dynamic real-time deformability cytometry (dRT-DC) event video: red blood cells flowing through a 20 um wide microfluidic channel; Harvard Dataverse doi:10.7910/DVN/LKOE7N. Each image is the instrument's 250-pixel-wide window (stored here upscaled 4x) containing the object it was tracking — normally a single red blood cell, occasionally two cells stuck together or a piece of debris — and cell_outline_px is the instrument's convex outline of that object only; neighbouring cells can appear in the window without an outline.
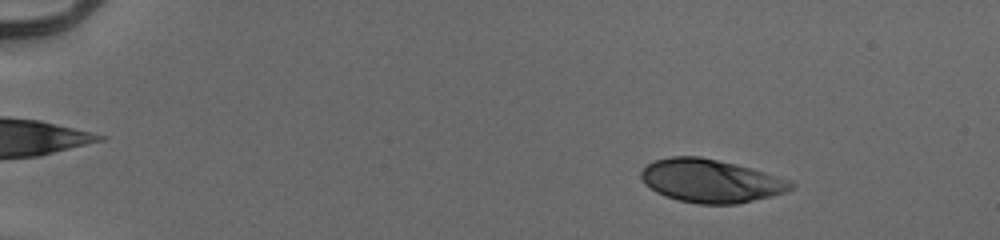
{"species": "human", "species_latin": "Homo sapiens", "temperature_condition": "cold", "stored_images_in_passage": 54, "camera_frame_rate_fps": 3000, "um_per_image_px": 0.085, "donor": {"sex": "male"}, "frame": {"image": 1, "passage_image": 8, "time_ms": 2.333, "image_size_px": [1000, 240], "cell_outline_px": [[796, 184], [792, 188], [784, 192], [772, 196], [736, 204], [700, 204], [680, 200], [664, 196], [656, 192], [644, 184], [640, 176], [640, 172], [648, 164], [656, 160], [672, 156], [700, 156], [736, 164], [792, 180]], "centroid_in_image_um": [60.41, 15.37], "position_along_channel_um": 24.6, "area_um2": 37.69}}
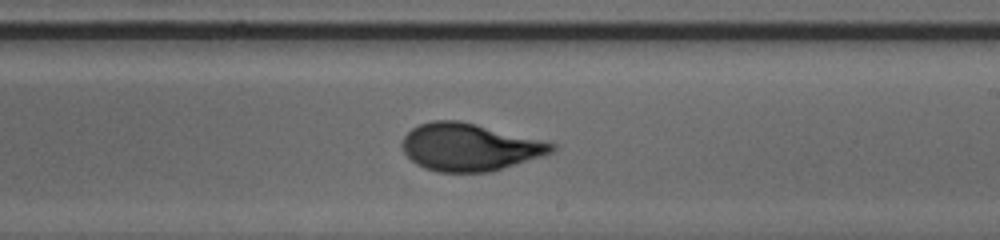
{"frame": {"image": 2, "passage_image": 34, "time_ms": 11.0, "image_size_px": [1000, 240], "cell_outline_px": [[556, 148], [552, 152], [492, 172], [440, 172], [424, 168], [416, 164], [404, 152], [400, 144], [404, 136], [412, 128], [420, 124], [432, 120], [460, 120], [556, 144]], "centroid_in_image_um": [39.86, 12.5], "position_along_channel_um": 249.1, "area_um2": 41.04}}
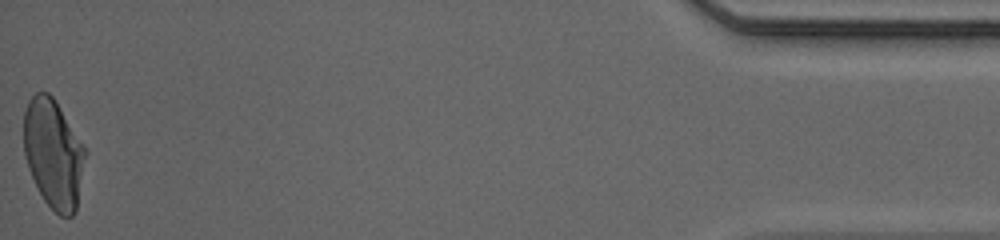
{"frame": {"image": 3, "passage_image": 54, "time_ms": 17.667, "image_size_px": [1000, 240], "cell_outline_px": [[88, 152], [76, 212], [72, 216], [60, 216], [44, 200], [28, 168], [24, 152], [24, 112], [28, 100], [36, 92], [48, 92], [52, 96], [84, 144]], "centroid_in_image_um": [4.57, 13.06], "position_along_channel_um": 430.6, "area_um2": 39.3}, "authors_computed_cell_mechanics": {"area_um2": 39.6508, "velocity_mm_per_s": 3.9468, "shape_relaxation_time_tau1_ms": 4.6767, "shape_relaxation_time_tau2_ms": null, "deformation_change_tau1": 0.1982, "deformation_change_tau2": null}}